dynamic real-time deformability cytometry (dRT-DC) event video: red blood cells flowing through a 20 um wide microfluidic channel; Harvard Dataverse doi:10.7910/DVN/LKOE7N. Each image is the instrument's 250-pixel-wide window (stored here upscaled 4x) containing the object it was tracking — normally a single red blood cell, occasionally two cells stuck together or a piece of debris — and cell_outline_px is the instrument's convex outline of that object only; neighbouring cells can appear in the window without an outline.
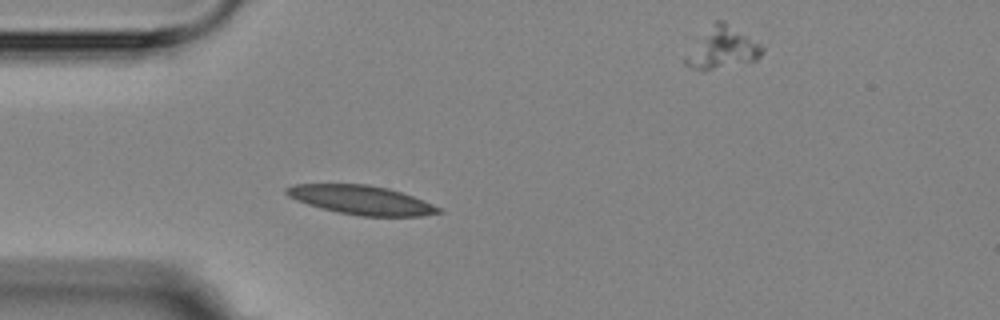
{"species": "Egyptian fruit bat (a non-hibernating species)", "species_latin": "Rousettus aegyptiacus", "temperature_condition": "room temperature", "stored_images_in_passage": 2, "camera_frame_rate_fps": 3000, "um_per_image_px": 0.085, "animal": {"sex": "female"}, "frame": {"image": 1, "passage_image": 1, "time_ms": 0.0, "image_size_px": [1000, 320], "cell_outline_px": [[444, 212], [420, 216], [360, 216], [320, 208], [296, 200], [288, 196], [284, 192], [284, 188], [296, 184], [368, 184], [388, 188], [412, 196], [440, 208]], "centroid_in_image_um": [30.67, 16.99], "position_along_channel_um": 54.3, "area_um2": 25.49}}